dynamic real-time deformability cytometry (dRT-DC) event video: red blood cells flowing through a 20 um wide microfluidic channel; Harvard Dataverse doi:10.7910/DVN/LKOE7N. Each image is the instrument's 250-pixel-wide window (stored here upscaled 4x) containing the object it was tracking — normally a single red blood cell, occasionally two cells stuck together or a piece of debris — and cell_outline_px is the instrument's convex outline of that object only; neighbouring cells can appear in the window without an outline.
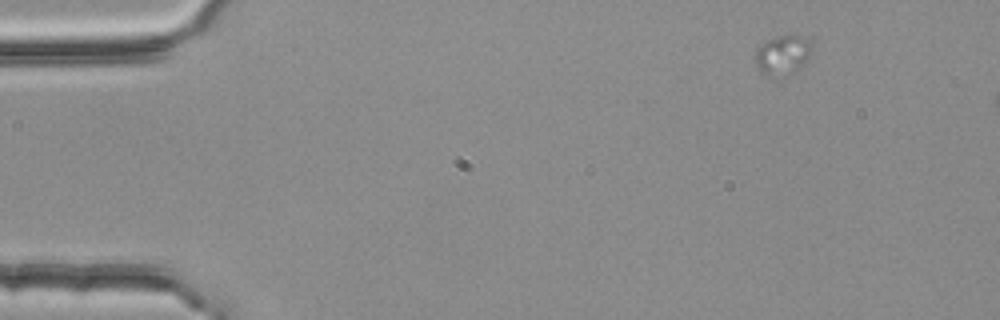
{"species": "common noctule bat (a hibernating species)", "species_latin": "Nyctalus noctula", "temperature_condition": "room temperature", "stored_images_in_passage": 9, "camera_frame_rate_fps": 3000, "um_per_image_px": 0.085, "animal": {"sex": "female", "body_mass_g": 25.1}, "frame": {"image": 1, "passage_image": 1, "time_ms": 0.0, "image_size_px": [1000, 320], "cell_outline_px": [[812, 52], [804, 64], [800, 68], [792, 72], [760, 72], [756, 64], [756, 48], [764, 40], [780, 36], [800, 36], [808, 40], [812, 44]], "centroid_in_image_um": [66.55, 4.59], "position_along_channel_um": 18.5, "area_um2": 12.37}}